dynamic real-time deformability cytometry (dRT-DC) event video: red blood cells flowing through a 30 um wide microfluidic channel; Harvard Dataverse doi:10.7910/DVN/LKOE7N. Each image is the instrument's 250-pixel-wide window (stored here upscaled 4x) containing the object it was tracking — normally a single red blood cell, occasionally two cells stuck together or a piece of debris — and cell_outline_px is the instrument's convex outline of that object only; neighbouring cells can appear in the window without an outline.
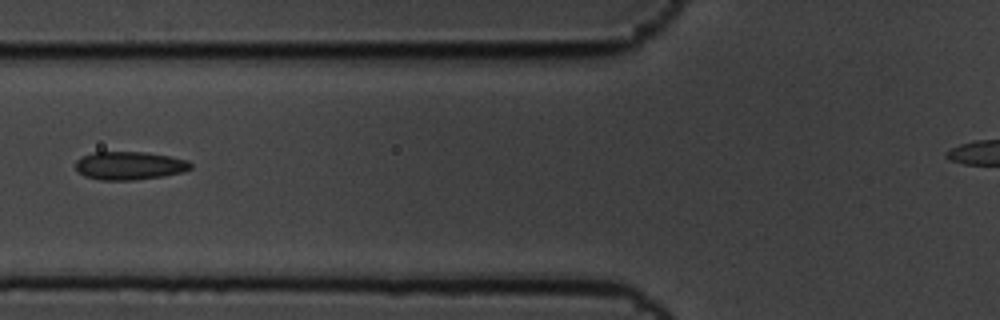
{"species": "common noctule bat (a hibernating species)", "species_latin": "Nyctalus noctula", "temperature_condition": "cold", "stored_images_in_passage": 9, "camera_frame_rate_fps": 3000, "um_per_image_px": 0.085, "animal": {"sex": "male", "body_mass_g": 19.5, "forearm_length_mm": 54.6}, "frame": {"image": 1, "passage_image": 7, "time_ms": 2.0, "image_size_px": [1000, 320], "cell_outline_px": [[192, 168], [184, 172], [164, 176], [136, 180], [100, 180], [84, 176], [76, 168], [76, 160], [92, 152], [144, 152], [168, 156], [188, 160], [192, 164]], "centroid_in_image_um": [11.03, 14.09], "position_along_channel_um": 114.8, "area_um2": 18.96}}
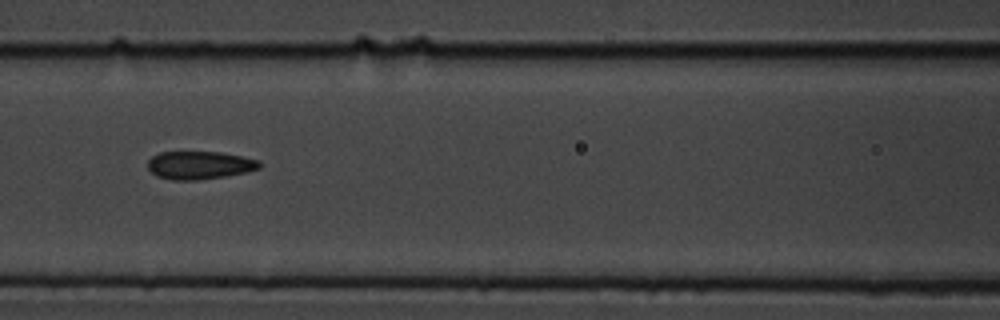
{"frame": {"image": 2, "passage_image": 8, "time_ms": 2.333, "image_size_px": [1000, 320], "cell_outline_px": [[260, 168], [248, 172], [224, 176], [196, 180], [172, 180], [156, 176], [148, 168], [148, 160], [152, 156], [160, 152], [220, 152], [260, 160]], "centroid_in_image_um": [16.95, 14.04], "position_along_channel_um": 149.6, "area_um2": 18.21}}
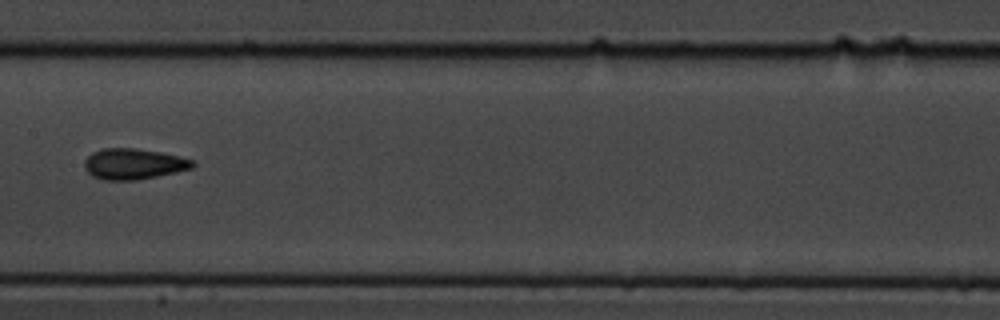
{"frame": {"image": 3, "passage_image": 9, "time_ms": 2.667, "image_size_px": [1000, 320], "cell_outline_px": [[196, 164], [192, 168], [176, 172], [136, 180], [104, 180], [92, 176], [84, 168], [84, 160], [92, 152], [104, 148], [136, 148], [160, 152], [180, 156], [196, 160]], "centroid_in_image_um": [11.37, 13.93], "position_along_channel_um": 196.0, "area_um2": 19.54}}